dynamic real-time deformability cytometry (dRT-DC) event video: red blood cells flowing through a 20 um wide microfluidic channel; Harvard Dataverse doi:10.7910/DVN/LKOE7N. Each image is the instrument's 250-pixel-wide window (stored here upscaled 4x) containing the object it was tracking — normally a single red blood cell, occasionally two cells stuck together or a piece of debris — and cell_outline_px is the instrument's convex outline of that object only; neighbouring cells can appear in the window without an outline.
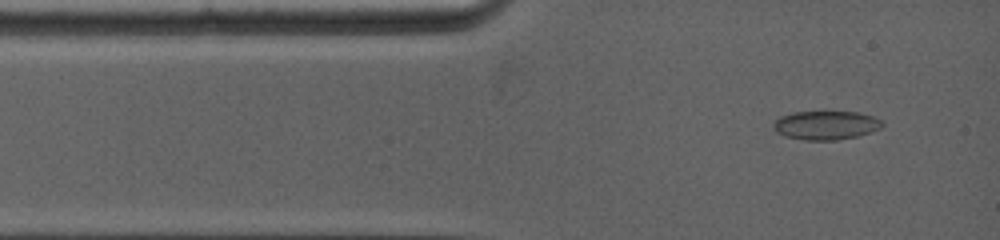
{"species": "common noctule bat (a hibernating species)", "species_latin": "Nyctalus noctula", "temperature_condition": "warm", "stored_images_in_passage": 14, "camera_frame_rate_fps": 5000, "um_per_image_px": 0.085, "animal": {"sex": "female", "body_mass_g": 19.0, "forearm_length_mm": 53.3}, "frame": {"image": 1, "passage_image": 2, "time_ms": 0.2, "image_size_px": [1000, 240], "cell_outline_px": [[884, 124], [880, 128], [872, 132], [856, 136], [836, 140], [804, 140], [784, 136], [776, 132], [772, 128], [772, 124], [780, 116], [792, 112], [860, 112], [872, 116], [880, 120]], "centroid_in_image_um": [70.17, 10.65], "position_along_channel_um": 14.8, "area_um2": 18.32}}
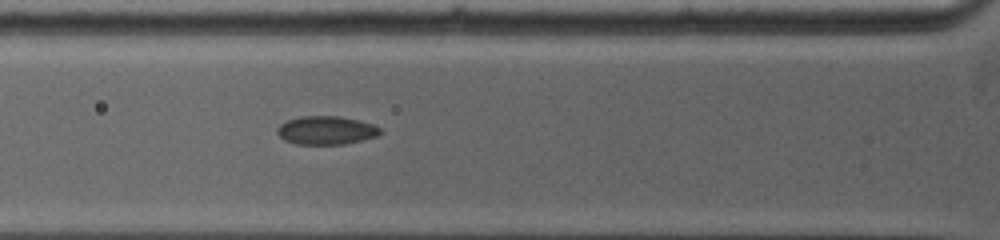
{"frame": {"image": 2, "passage_image": 11, "time_ms": 3.0, "image_size_px": [1000, 240], "cell_outline_px": [[380, 132], [376, 136], [344, 144], [296, 144], [284, 140], [276, 132], [276, 128], [280, 124], [288, 120], [300, 116], [336, 116], [356, 120], [372, 124], [380, 128]], "centroid_in_image_um": [27.66, 11.08], "position_along_channel_um": 98.1, "area_um2": 16.82}}
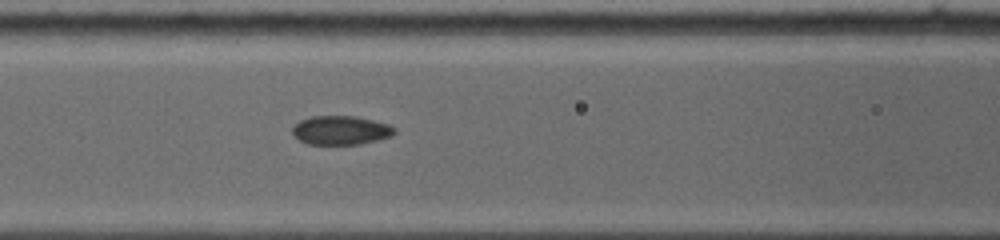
{"frame": {"image": 3, "passage_image": 14, "time_ms": 4.0, "image_size_px": [1000, 240], "cell_outline_px": [[396, 132], [392, 136], [360, 144], [308, 144], [300, 140], [292, 132], [292, 128], [300, 120], [312, 116], [356, 116], [388, 124], [396, 128]], "centroid_in_image_um": [28.99, 11.07], "position_along_channel_um": 137.6, "area_um2": 17.11}}